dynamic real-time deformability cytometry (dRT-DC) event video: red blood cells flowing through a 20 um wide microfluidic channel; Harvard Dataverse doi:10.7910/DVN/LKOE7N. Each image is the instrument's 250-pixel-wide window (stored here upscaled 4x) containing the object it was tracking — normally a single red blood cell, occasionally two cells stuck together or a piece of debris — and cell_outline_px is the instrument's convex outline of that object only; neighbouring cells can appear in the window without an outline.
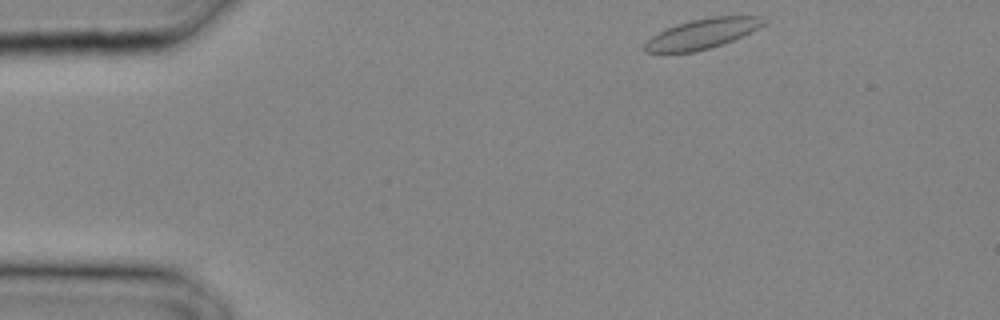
{"species": "common noctule bat (a hibernating species)", "species_latin": "Nyctalus noctula", "temperature_condition": "cold", "stored_images_in_passage": 23, "camera_frame_rate_fps": 3000, "um_per_image_px": 0.085, "animal": {"sex": "male", "body_mass_g": 20.4}, "frame": {"image": 1, "passage_image": 1, "time_ms": 0.0, "image_size_px": [1000, 320], "cell_outline_px": [[764, 24], [732, 40], [696, 52], [644, 52], [644, 44], [652, 36], [668, 28], [692, 20], [712, 16], [756, 16]], "centroid_in_image_um": [59.61, 2.88], "position_along_channel_um": 25.4, "area_um2": 19.88}}
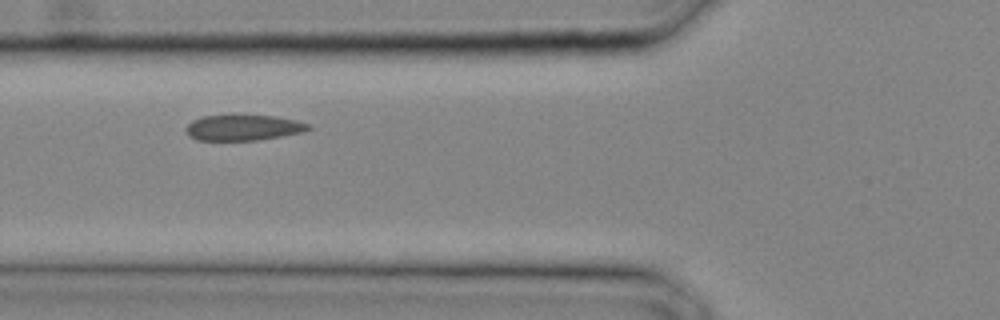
{"frame": {"image": 2, "passage_image": 8, "time_ms": 2.333, "image_size_px": [1000, 320], "cell_outline_px": [[312, 128], [304, 132], [256, 140], [196, 140], [188, 136], [184, 128], [192, 120], [204, 116], [232, 112], [276, 116], [296, 120], [308, 124]], "centroid_in_image_um": [20.63, 10.8], "position_along_channel_um": 105.2, "area_um2": 19.19}}
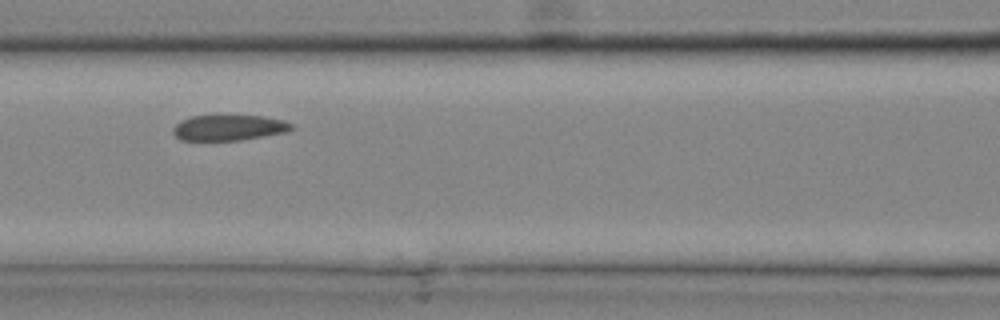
{"frame": {"image": 3, "passage_image": 10, "time_ms": 3.0, "image_size_px": [1000, 320], "cell_outline_px": [[296, 128], [288, 132], [240, 140], [180, 140], [172, 132], [172, 128], [180, 120], [192, 116], [216, 112], [260, 116], [284, 120], [292, 124]], "centroid_in_image_um": [19.44, 10.8], "position_along_channel_um": 147.2, "area_um2": 18.67}}